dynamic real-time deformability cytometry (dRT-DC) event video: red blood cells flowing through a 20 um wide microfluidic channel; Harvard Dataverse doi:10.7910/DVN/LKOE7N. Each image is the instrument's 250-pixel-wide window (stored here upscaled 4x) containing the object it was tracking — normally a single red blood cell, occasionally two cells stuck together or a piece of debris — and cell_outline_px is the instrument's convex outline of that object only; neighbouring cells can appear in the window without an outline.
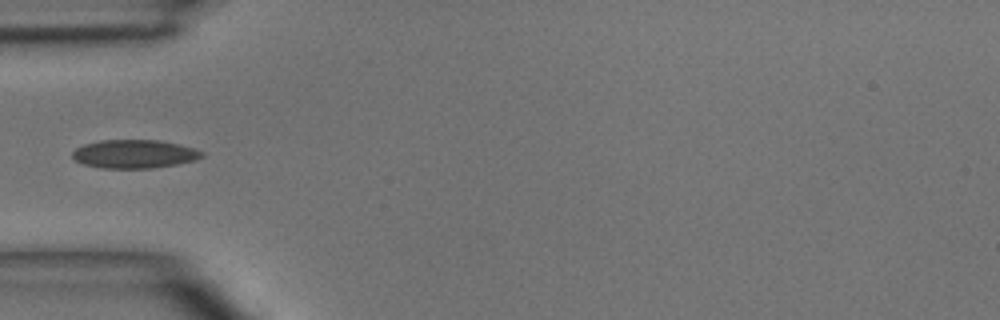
{"species": "common noctule bat (a hibernating species)", "species_latin": "Nyctalus noctula", "temperature_condition": "room temperature", "stored_images_in_passage": 3, "camera_frame_rate_fps": 3000, "um_per_image_px": 0.085, "animal": {"sex": "male", "body_mass_g": 15.6}, "frame": {"image": 1, "passage_image": 3, "time_ms": 2.333, "image_size_px": [1000, 320], "cell_outline_px": [[204, 156], [196, 160], [176, 164], [152, 168], [100, 168], [84, 164], [72, 160], [72, 152], [76, 148], [84, 144], [100, 140], [160, 140], [180, 144], [196, 148], [204, 152]], "centroid_in_image_um": [11.43, 13.08], "position_along_channel_um": 73.6, "area_um2": 21.73}}